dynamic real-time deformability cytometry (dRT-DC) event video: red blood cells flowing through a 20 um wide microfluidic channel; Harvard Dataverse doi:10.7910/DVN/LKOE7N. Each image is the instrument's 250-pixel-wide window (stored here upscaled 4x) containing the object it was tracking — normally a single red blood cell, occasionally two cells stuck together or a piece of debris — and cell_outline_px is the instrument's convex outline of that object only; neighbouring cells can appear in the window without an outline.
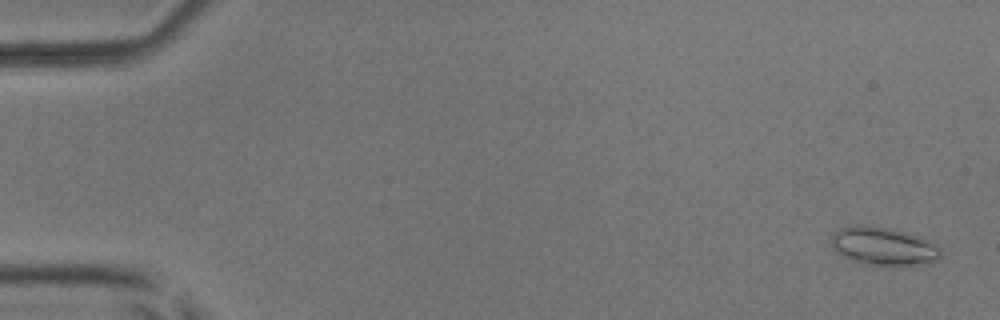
{"species": "common noctule bat (a hibernating species)", "species_latin": "Nyctalus noctula", "temperature_condition": "room temperature", "stored_images_in_passage": 55, "camera_frame_rate_fps": 3000, "um_per_image_px": 0.085, "animal": {"sex": "male", "body_mass_g": 17.9, "forearm_length_mm": 54.2}, "frame": {"image": 1, "passage_image": 2, "time_ms": 0.333, "image_size_px": [1000, 320], "cell_outline_px": [[940, 256], [936, 260], [928, 264], [892, 268], [864, 264], [852, 260], [836, 252], [832, 244], [832, 236], [840, 228], [852, 224], [864, 224], [888, 228], [920, 236], [936, 244], [940, 248]], "centroid_in_image_um": [75.12, 20.96], "position_along_channel_um": 9.9, "area_um2": 24.97}}
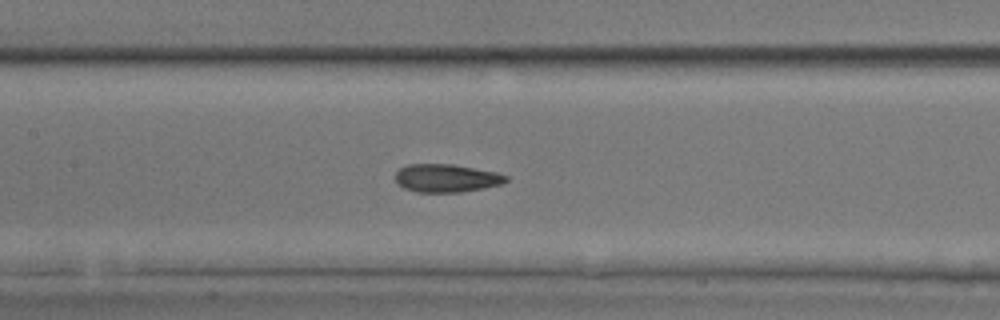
{"frame": {"image": 2, "passage_image": 26, "time_ms": 8.333, "image_size_px": [1000, 320], "cell_outline_px": [[508, 180], [500, 184], [484, 188], [460, 192], [416, 192], [404, 188], [396, 184], [396, 172], [400, 168], [408, 164], [452, 164], [496, 172], [508, 176]], "centroid_in_image_um": [37.92, 15.14], "position_along_channel_um": 169.5, "area_um2": 18.09}}
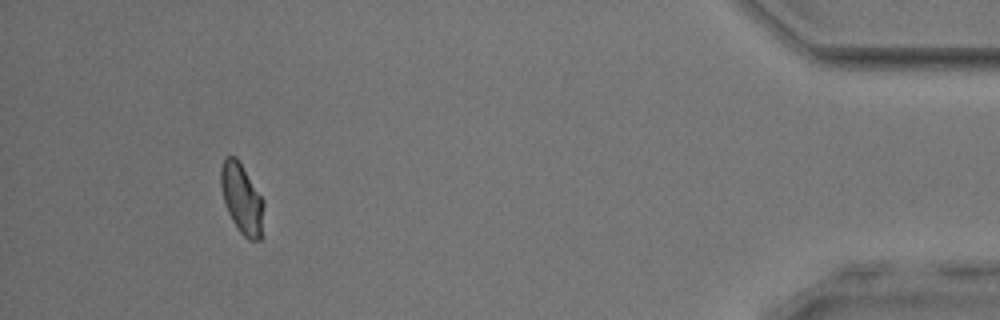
{"frame": {"image": 3, "passage_image": 50, "time_ms": 16.333, "image_size_px": [1000, 320], "cell_outline_px": [[264, 204], [260, 240], [248, 240], [240, 232], [232, 220], [228, 212], [224, 200], [220, 184], [220, 168], [224, 156], [236, 156], [264, 200]], "centroid_in_image_um": [20.54, 16.86], "position_along_channel_um": 414.7, "area_um2": 17.46}}